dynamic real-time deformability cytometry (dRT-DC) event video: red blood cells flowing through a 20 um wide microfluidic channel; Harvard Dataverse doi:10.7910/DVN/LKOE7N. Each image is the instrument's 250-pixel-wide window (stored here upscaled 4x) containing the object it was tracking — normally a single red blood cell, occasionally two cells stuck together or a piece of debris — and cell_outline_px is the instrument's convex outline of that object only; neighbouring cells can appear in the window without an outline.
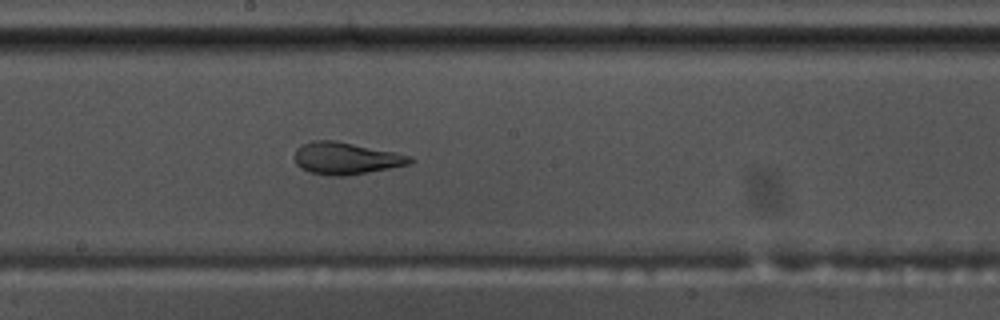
{"species": "common noctule bat (a hibernating species)", "species_latin": "Nyctalus noctula", "temperature_condition": "warm", "stored_images_in_passage": 44, "camera_frame_rate_fps": 3000, "um_per_image_px": 0.085, "animal": {"sex": "male", "body_mass_g": 17.5, "forearm_length_mm": 52.3}, "frame": {"image": 1, "passage_image": 19, "time_ms": 6.0, "image_size_px": [1000, 320], "cell_outline_px": [[416, 160], [408, 164], [348, 176], [332, 176], [312, 172], [300, 168], [296, 164], [292, 156], [296, 148], [300, 144], [312, 140], [336, 140], [412, 156]], "centroid_in_image_um": [29.34, 13.44], "position_along_channel_um": 218.9, "area_um2": 21.68}}
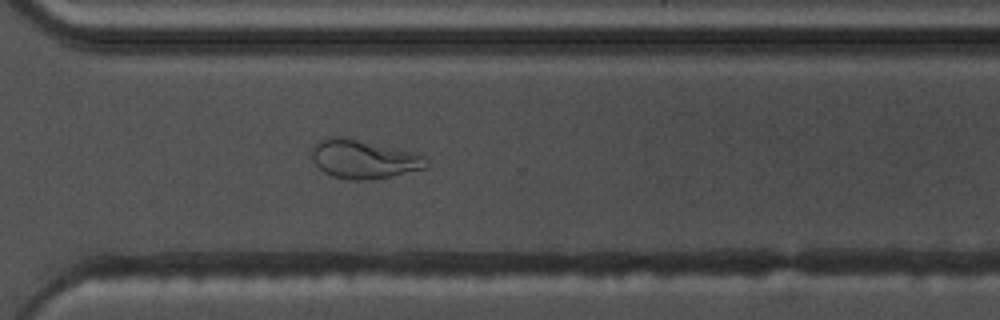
{"frame": {"image": 2, "passage_image": 29, "time_ms": 9.333, "image_size_px": [1000, 320], "cell_outline_px": [[428, 168], [392, 176], [372, 180], [352, 180], [332, 176], [324, 172], [316, 164], [312, 156], [312, 148], [320, 140], [332, 136], [340, 136], [408, 152], [424, 156], [428, 164]], "centroid_in_image_um": [30.89, 13.56], "position_along_channel_um": 339.7, "area_um2": 25.26}}
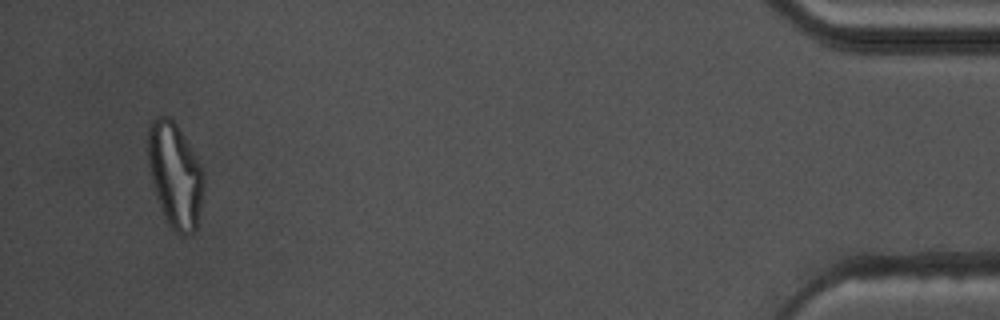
{"frame": {"image": 3, "passage_image": 42, "time_ms": 13.667, "image_size_px": [1000, 320], "cell_outline_px": [[204, 184], [196, 232], [192, 236], [180, 236], [168, 224], [156, 196], [152, 184], [148, 164], [148, 128], [152, 120], [156, 116], [168, 116], [176, 124], [200, 164], [204, 176]], "centroid_in_image_um": [14.87, 14.93], "position_along_channel_um": 420.3, "area_um2": 34.04}, "authors_computed_cell_mechanics": {"area_um2": 22.9466, "velocity_mm_per_s": 3.6227, "shape_relaxation_time_tau1_ms": null, "shape_relaxation_time_tau2_ms": 1.631, "deformation_change_tau1": null, "deformation_change_tau2": 0.0988}}